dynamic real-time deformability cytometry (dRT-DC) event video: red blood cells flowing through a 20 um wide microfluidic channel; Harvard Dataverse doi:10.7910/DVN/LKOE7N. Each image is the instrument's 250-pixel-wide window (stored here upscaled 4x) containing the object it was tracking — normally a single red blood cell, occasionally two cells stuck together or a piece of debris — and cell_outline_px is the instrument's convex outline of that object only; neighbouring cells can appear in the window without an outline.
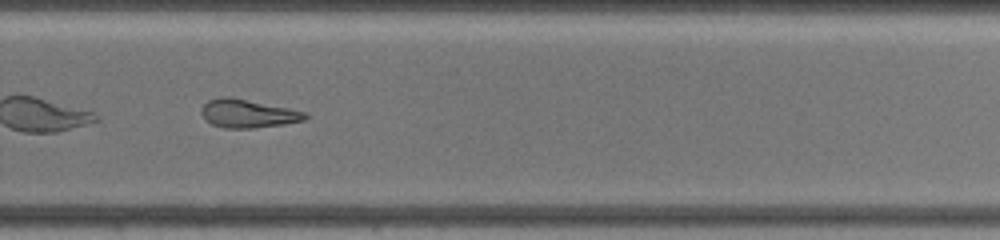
{"species": "common noctule bat (a hibernating species)", "species_latin": "Nyctalus noctula", "temperature_condition": "warm", "stored_images_in_passage": 25, "camera_frame_rate_fps": 3000, "um_per_image_px": 0.085, "animal": {"sex": "female", "body_mass_g": 19.5, "forearm_length_mm": 54.1}, "frame": {"image": 1, "passage_image": 18, "time_ms": 10.333, "image_size_px": [1000, 240], "cell_outline_px": [[308, 116], [304, 120], [284, 124], [252, 128], [224, 128], [212, 124], [204, 120], [200, 112], [200, 108], [208, 100], [224, 96], [228, 96], [288, 108], [304, 112]], "centroid_in_image_um": [21.0, 9.65], "position_along_channel_um": 308.8, "area_um2": 17.05}, "authors_computed_cell_mechanics": {"area_um2": 17.8024, "velocity_mm_per_s": 3.5765, "shape_relaxation_time_tau1_ms": null, "shape_relaxation_time_tau2_ms": 3.7972, "deformation_change_tau1": null, "deformation_change_tau2": 0.1195}}